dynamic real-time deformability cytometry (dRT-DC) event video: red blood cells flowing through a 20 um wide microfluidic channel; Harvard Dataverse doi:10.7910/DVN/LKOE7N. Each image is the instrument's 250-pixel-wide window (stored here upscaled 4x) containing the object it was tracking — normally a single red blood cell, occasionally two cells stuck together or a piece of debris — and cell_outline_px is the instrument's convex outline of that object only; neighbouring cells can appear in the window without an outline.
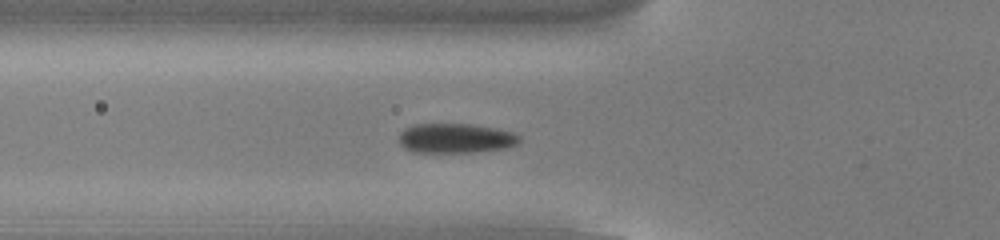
{"species": "common noctule bat (a hibernating species)", "species_latin": "Nyctalus noctula", "temperature_condition": "cold", "stored_images_in_passage": 37, "camera_frame_rate_fps": 3000, "um_per_image_px": 0.085, "animal": {"sex": "male", "body_mass_g": 13.0, "forearm_length_mm": 53.1}, "frame": {"image": 1, "passage_image": 2, "time_ms": 0.333, "image_size_px": [1000, 240], "cell_outline_px": [[520, 140], [516, 144], [504, 148], [472, 152], [412, 152], [404, 148], [400, 144], [400, 132], [404, 128], [416, 124], [472, 124], [496, 128], [512, 132], [520, 136]], "centroid_in_image_um": [38.7, 11.75], "position_along_channel_um": 87.1, "area_um2": 20.75}}
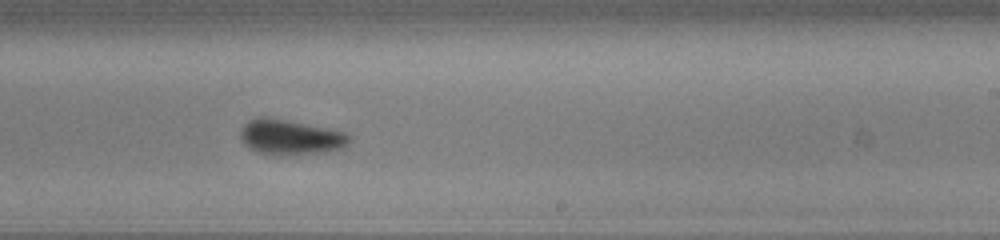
{"frame": {"image": 2, "passage_image": 16, "time_ms": 5.0, "image_size_px": [1000, 240], "cell_outline_px": [[352, 140], [348, 144], [340, 148], [324, 152], [284, 156], [280, 156], [256, 152], [248, 148], [240, 140], [240, 132], [244, 124], [248, 120], [260, 116], [264, 116], [344, 132], [352, 136]], "centroid_in_image_um": [24.63, 11.68], "position_along_channel_um": 264.4, "area_um2": 22.37}}
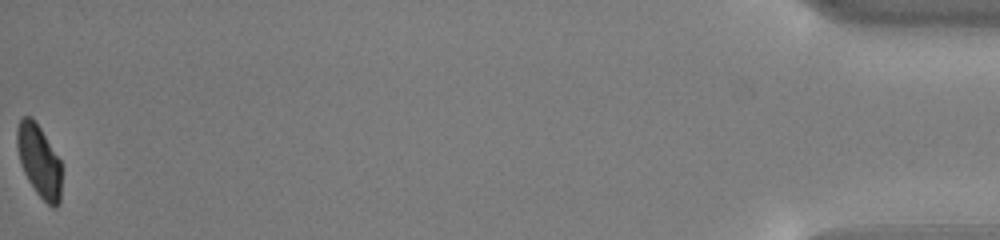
{"frame": {"image": 3, "passage_image": 37, "time_ms": 12.0, "image_size_px": [1000, 240], "cell_outline_px": [[60, 204], [56, 208], [52, 208], [36, 192], [28, 180], [20, 164], [16, 144], [16, 128], [20, 120], [24, 116], [28, 116], [40, 128], [60, 160]], "centroid_in_image_um": [3.3, 13.71], "position_along_channel_um": 431.9, "area_um2": 18.5}}